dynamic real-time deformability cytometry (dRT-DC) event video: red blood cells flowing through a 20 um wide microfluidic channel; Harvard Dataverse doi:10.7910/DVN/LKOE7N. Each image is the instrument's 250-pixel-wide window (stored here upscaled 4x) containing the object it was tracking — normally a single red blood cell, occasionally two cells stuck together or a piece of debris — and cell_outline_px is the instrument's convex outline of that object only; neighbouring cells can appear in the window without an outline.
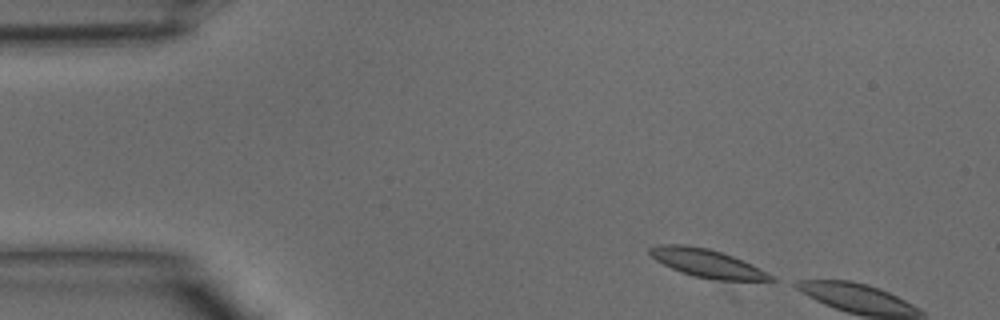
{"species": "common noctule bat (a hibernating species)", "species_latin": "Nyctalus noctula", "temperature_condition": "warm", "stored_images_in_passage": 3, "camera_frame_rate_fps": 3000, "um_per_image_px": 0.085, "animal": {"sex": "male", "body_mass_g": 15.6}, "frame": {"image": 1, "passage_image": 1, "time_ms": 0.0, "image_size_px": [1000, 320], "cell_outline_px": [[776, 280], [740, 300], [736, 300], [656, 260], [648, 252], [648, 248], [660, 244], [684, 244], [708, 248], [732, 256], [752, 264], [772, 276]], "centroid_in_image_um": [60.63, 22.86], "position_along_channel_um": 24.4, "area_um2": 26.13}}